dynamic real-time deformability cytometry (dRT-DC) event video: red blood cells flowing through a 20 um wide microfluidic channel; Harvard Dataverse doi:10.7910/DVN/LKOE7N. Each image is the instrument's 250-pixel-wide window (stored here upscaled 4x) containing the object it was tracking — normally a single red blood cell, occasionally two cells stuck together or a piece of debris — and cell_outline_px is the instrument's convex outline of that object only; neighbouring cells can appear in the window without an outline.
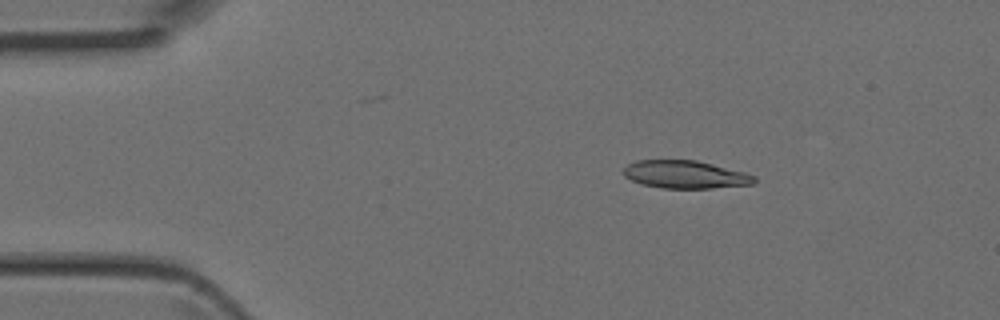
{"species": "Egyptian fruit bat (a non-hibernating species)", "species_latin": "Rousettus aegyptiacus", "temperature_condition": "room temperature", "stored_images_in_passage": 4, "camera_frame_rate_fps": 3000, "um_per_image_px": 0.085, "animal": {"sex": "female"}, "frame": {"image": 1, "passage_image": 1, "time_ms": 0.0, "image_size_px": [1000, 320], "cell_outline_px": [[756, 180], [752, 184], [712, 188], [664, 188], [640, 184], [624, 176], [624, 168], [628, 164], [636, 160], [696, 160], [744, 172], [756, 176]], "centroid_in_image_um": [58.23, 14.83], "position_along_channel_um": 26.8, "area_um2": 21.1}}
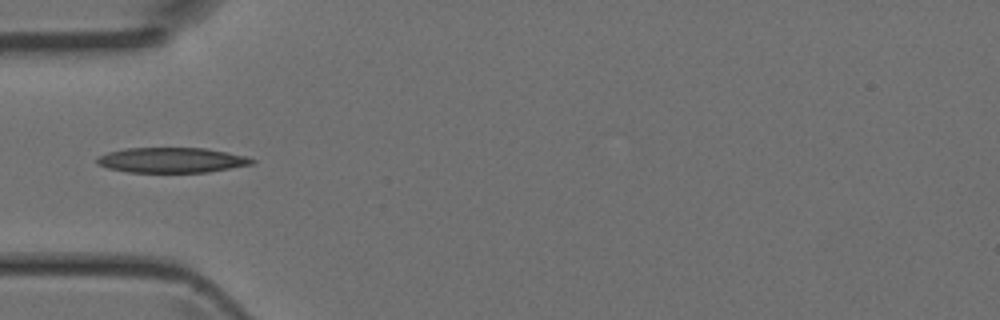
{"frame": {"image": 2, "passage_image": 3, "time_ms": 0.667, "image_size_px": [1000, 320], "cell_outline_px": [[256, 160], [252, 164], [208, 172], [128, 172], [108, 168], [96, 164], [96, 160], [100, 156], [108, 152], [124, 148], [208, 148], [248, 156]], "centroid_in_image_um": [14.61, 13.6], "position_along_channel_um": 70.4, "area_um2": 22.77}}
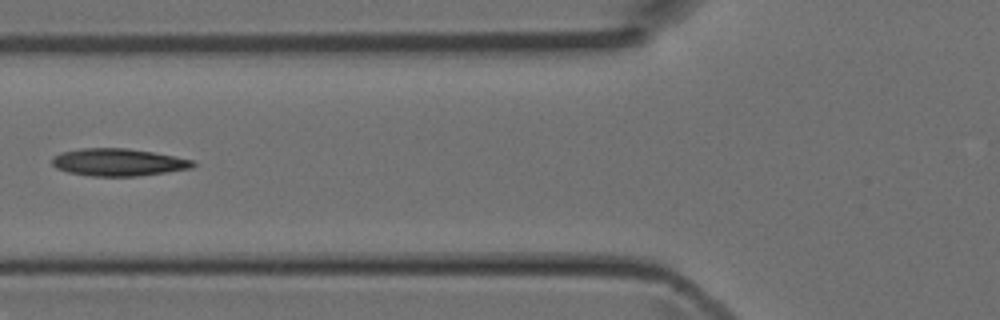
{"frame": {"image": 3, "passage_image": 4, "time_ms": 1.0, "image_size_px": [1000, 320], "cell_outline_px": [[196, 164], [192, 168], [136, 176], [92, 176], [68, 172], [56, 168], [52, 164], [52, 156], [60, 152], [80, 148], [128, 148], [152, 152], [192, 160]], "centroid_in_image_um": [9.99, 13.78], "position_along_channel_um": 115.8, "area_um2": 22.37}}